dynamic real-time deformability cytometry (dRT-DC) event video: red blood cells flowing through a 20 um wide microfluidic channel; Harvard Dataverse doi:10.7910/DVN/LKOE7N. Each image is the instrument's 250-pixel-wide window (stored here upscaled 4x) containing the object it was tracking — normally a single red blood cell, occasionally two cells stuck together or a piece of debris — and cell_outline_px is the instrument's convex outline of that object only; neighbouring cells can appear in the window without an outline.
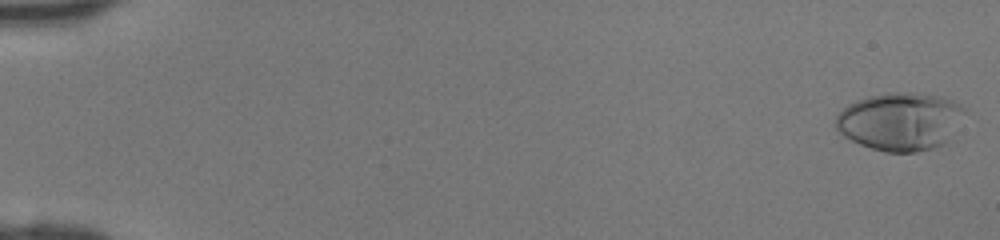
{"species": "human", "species_latin": "Homo sapiens", "temperature_condition": "room temperature", "stored_images_in_passage": 46, "camera_frame_rate_fps": 3000, "um_per_image_px": 0.085, "donor": {"sex": "female"}, "frame": {"image": 1, "passage_image": 1, "time_ms": 0.0, "image_size_px": [1000, 240], "cell_outline_px": [[964, 112], [944, 144], [932, 148], [916, 152], [884, 152], [860, 144], [844, 136], [836, 128], [836, 116], [848, 104], [856, 100], [868, 96], [888, 92], [912, 92], [944, 96], [960, 104], [964, 108]], "centroid_in_image_um": [76.49, 10.3], "position_along_channel_um": 8.5, "area_um2": 43.29}}
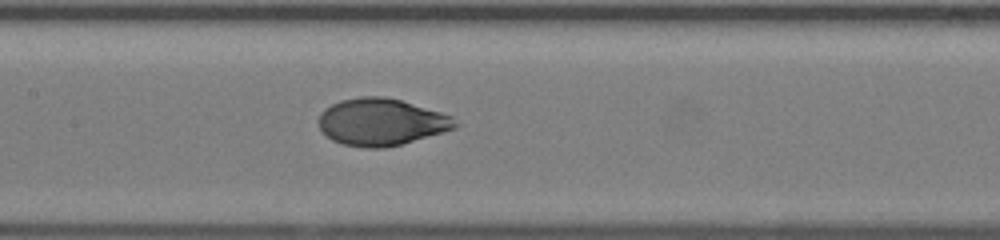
{"frame": {"image": 2, "passage_image": 24, "time_ms": 7.667, "image_size_px": [1000, 240], "cell_outline_px": [[460, 124], [456, 128], [400, 144], [384, 148], [364, 148], [344, 144], [332, 140], [320, 128], [320, 112], [324, 108], [340, 100], [360, 96], [384, 96], [400, 100], [440, 112], [452, 116]], "centroid_in_image_um": [32.41, 10.36], "position_along_channel_um": 175.0, "area_um2": 37.17}}
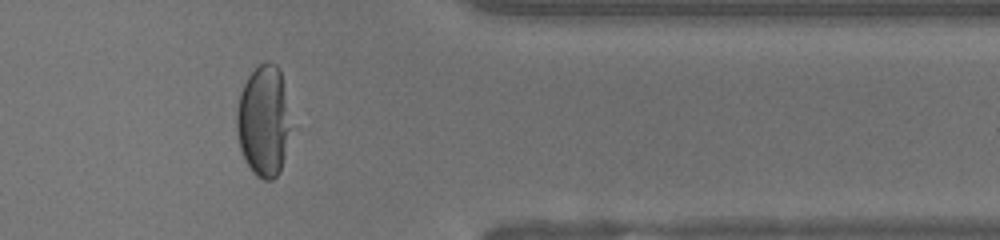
{"frame": {"image": 3, "passage_image": 39, "time_ms": 12.667, "image_size_px": [1000, 240], "cell_outline_px": [[288, 128], [284, 156], [280, 168], [276, 176], [272, 180], [264, 180], [256, 176], [252, 172], [240, 148], [236, 132], [236, 112], [240, 92], [248, 76], [260, 64], [268, 60], [276, 64], [280, 68], [284, 84]], "centroid_in_image_um": [22.36, 10.25], "position_along_channel_um": 389.0, "area_um2": 34.33}}